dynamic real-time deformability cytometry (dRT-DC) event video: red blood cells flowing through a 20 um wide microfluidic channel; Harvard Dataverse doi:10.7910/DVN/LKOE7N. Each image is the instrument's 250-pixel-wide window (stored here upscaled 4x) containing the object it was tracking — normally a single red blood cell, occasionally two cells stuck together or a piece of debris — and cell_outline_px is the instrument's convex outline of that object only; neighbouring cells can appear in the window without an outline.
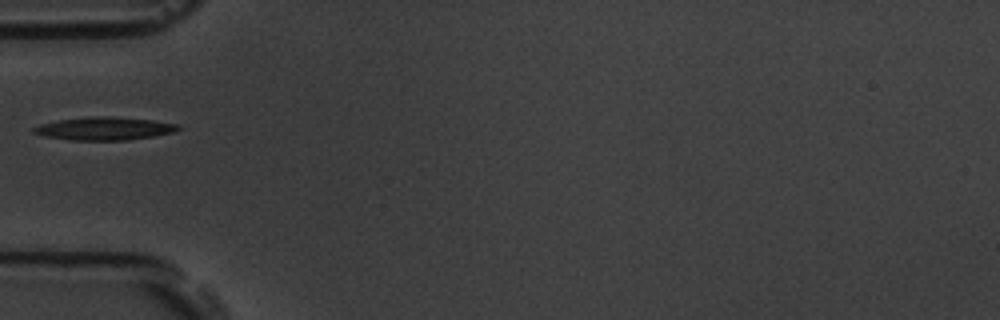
{"species": "common noctule bat (a hibernating species)", "species_latin": "Nyctalus noctula", "temperature_condition": "room temperature", "stored_images_in_passage": 39, "camera_frame_rate_fps": 3000, "um_per_image_px": 0.085, "animal": {"sex": "male", "body_mass_g": 19.5, "forearm_length_mm": 54.6}, "frame": {"image": 1, "passage_image": 1, "time_ms": 0.0, "image_size_px": [1000, 320], "cell_outline_px": [[184, 128], [176, 132], [128, 140], [72, 140], [44, 136], [32, 132], [32, 128], [40, 124], [60, 120], [88, 116], [112, 116], [152, 120], [180, 124]], "centroid_in_image_um": [8.93, 10.92], "position_along_channel_um": 76.1, "area_um2": 19.54}}
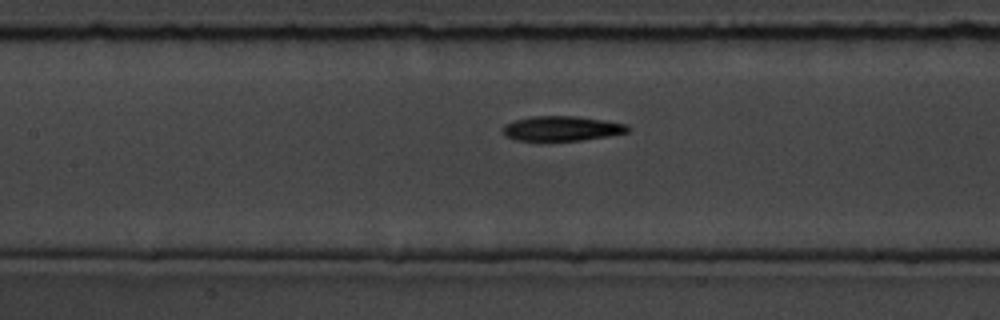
{"frame": {"image": 2, "passage_image": 8, "time_ms": 2.333, "image_size_px": [1000, 320], "cell_outline_px": [[632, 128], [628, 132], [608, 136], [580, 140], [516, 140], [504, 136], [500, 128], [504, 124], [516, 120], [532, 116], [576, 116], [604, 120], [628, 124]], "centroid_in_image_um": [47.74, 10.91], "position_along_channel_um": 159.7, "area_um2": 18.15}}
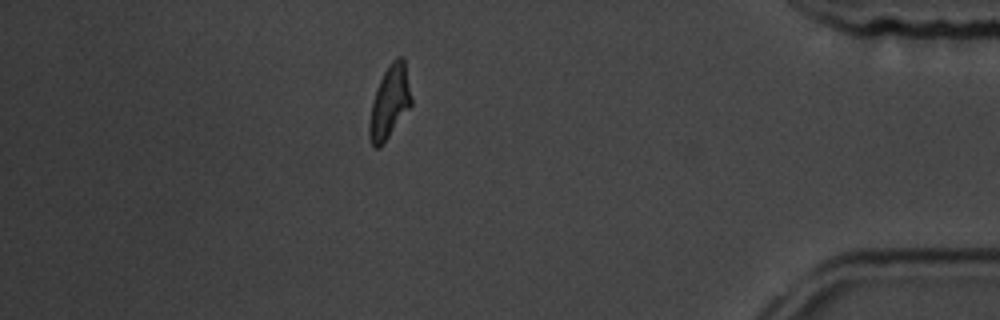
{"frame": {"image": 3, "passage_image": 32, "time_ms": 10.333, "image_size_px": [1000, 320], "cell_outline_px": [[412, 104], [380, 148], [376, 148], [372, 144], [368, 136], [368, 124], [372, 104], [376, 88], [388, 64], [396, 56], [404, 56], [412, 100]], "centroid_in_image_um": [33.11, 8.65], "position_along_channel_um": 402.1, "area_um2": 17.8}}